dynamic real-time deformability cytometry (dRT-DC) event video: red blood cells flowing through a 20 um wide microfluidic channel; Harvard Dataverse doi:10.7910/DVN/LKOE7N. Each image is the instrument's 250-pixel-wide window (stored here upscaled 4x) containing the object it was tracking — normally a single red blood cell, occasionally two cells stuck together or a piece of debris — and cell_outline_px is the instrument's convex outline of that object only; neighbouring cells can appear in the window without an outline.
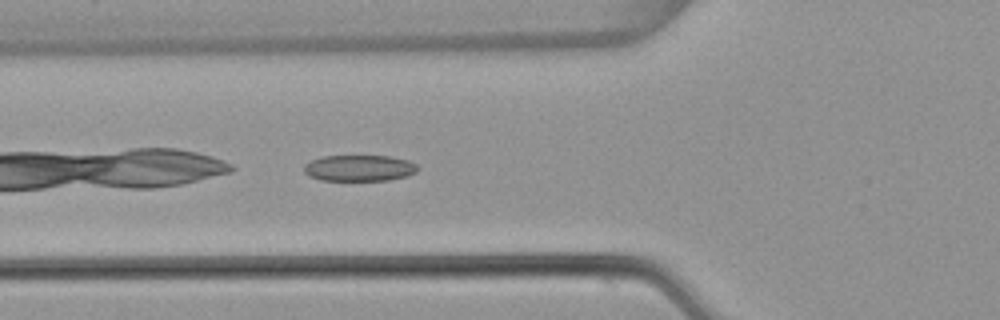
{"species": "common noctule bat (a hibernating species)", "species_latin": "Nyctalus noctula", "temperature_condition": "warm", "stored_images_in_passage": 5, "camera_frame_rate_fps": 3000, "um_per_image_px": 0.085, "animal": {"sex": "female", "body_mass_g": 22.7, "forearm_length_mm": 54.2}, "frame": {"image": 1, "passage_image": 5, "time_ms": 1.333, "image_size_px": [1000, 320], "cell_outline_px": [[420, 168], [416, 172], [408, 176], [388, 180], [320, 180], [308, 176], [304, 172], [304, 164], [312, 160], [324, 156], [392, 156], [408, 160], [416, 164]], "centroid_in_image_um": [30.56, 14.28], "position_along_channel_um": 95.2, "area_um2": 17.46}}